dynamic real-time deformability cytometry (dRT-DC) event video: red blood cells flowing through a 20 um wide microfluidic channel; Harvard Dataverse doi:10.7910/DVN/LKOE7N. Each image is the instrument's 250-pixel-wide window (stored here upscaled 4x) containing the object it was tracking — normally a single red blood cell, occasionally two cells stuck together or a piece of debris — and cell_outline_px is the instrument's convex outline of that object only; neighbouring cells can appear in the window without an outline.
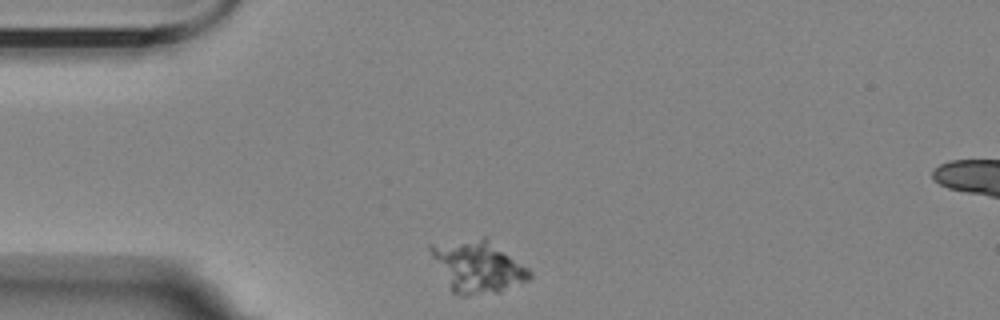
{"species": "Egyptian fruit bat (a non-hibernating species)", "species_latin": "Rousettus aegyptiacus", "temperature_condition": "room temperature", "stored_images_in_passage": 48, "camera_frame_rate_fps": 3000, "um_per_image_px": 0.085, "animal": {"sex": "female"}, "frame": {"image": 1, "passage_image": 1, "time_ms": 0.0, "image_size_px": [1000, 320], "cell_outline_px": [[532, 276], [528, 280], [500, 292], [468, 296], [460, 296], [452, 292], [432, 256], [428, 248], [428, 244], [484, 236], [528, 268], [532, 272]], "centroid_in_image_um": [40.59, 22.66], "position_along_channel_um": 44.4, "area_um2": 29.82}}
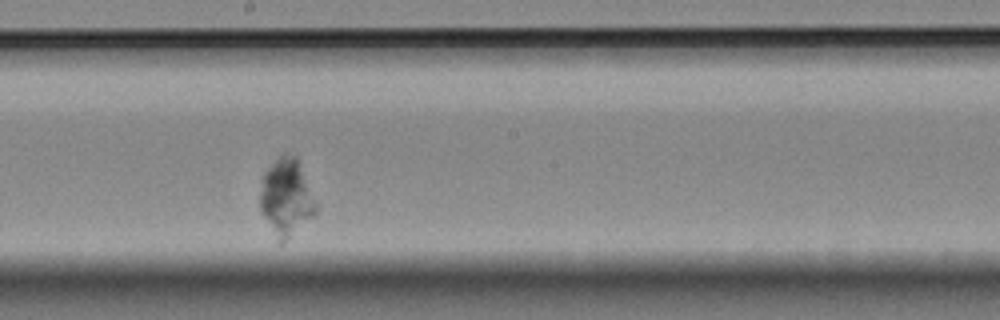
{"frame": {"image": 2, "passage_image": 20, "time_ms": 6.333, "image_size_px": [1000, 320], "cell_outline_px": [[316, 212], [312, 216], [280, 244], [276, 244], [260, 208], [260, 192], [264, 172], [280, 156], [296, 156], [316, 204]], "centroid_in_image_um": [24.29, 16.83], "position_along_channel_um": 223.9, "area_um2": 24.28}}
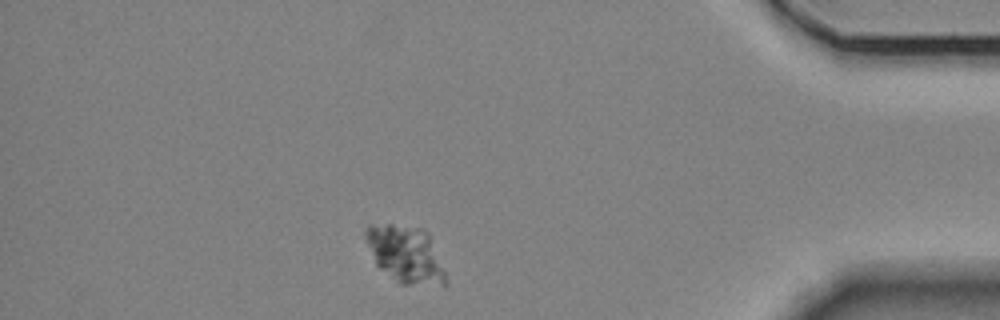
{"frame": {"image": 3, "passage_image": 40, "time_ms": 13.0, "image_size_px": [1000, 320], "cell_outline_px": [[448, 284], [444, 288], [400, 284], [380, 268], [376, 264], [364, 236], [364, 228], [368, 224], [392, 224], [420, 228], [428, 232], [444, 272]], "centroid_in_image_um": [34.48, 21.65], "position_along_channel_um": 400.7, "area_um2": 26.88}}